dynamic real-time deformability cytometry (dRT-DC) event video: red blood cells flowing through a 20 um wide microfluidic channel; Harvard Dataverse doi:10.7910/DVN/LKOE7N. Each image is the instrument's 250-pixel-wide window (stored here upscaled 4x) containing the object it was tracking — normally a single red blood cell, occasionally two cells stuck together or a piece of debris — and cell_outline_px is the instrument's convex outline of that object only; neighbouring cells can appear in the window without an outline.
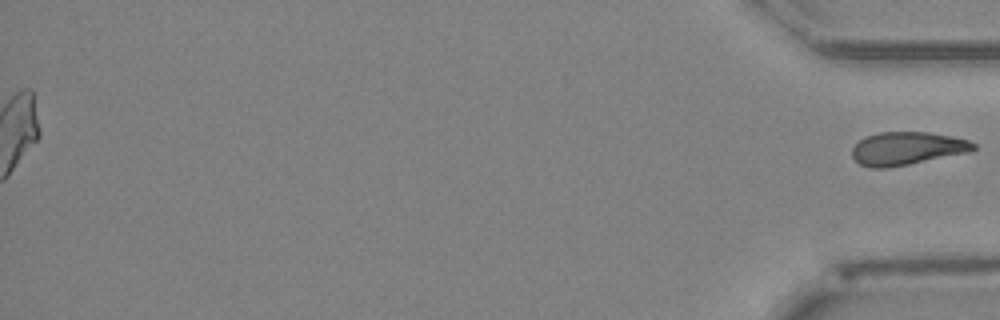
{"species": "Egyptian fruit bat (a non-hibernating species)", "species_latin": "Rousettus aegyptiacus", "temperature_condition": "cold", "stored_images_in_passage": 49, "segment_of_instrument_passage": [2, 2], "camera_frame_rate_fps": 3000, "um_per_image_px": 0.085, "animal": {"sex": "female"}, "frame": {"image": 1, "passage_image": 49, "time_ms": 16.0, "image_size_px": [1000, 320], "cell_outline_px": [[976, 148], [972, 152], [908, 164], [884, 168], [868, 168], [860, 164], [852, 156], [852, 148], [864, 136], [880, 132], [928, 132], [952, 136], [968, 140], [976, 144]], "centroid_in_image_um": [77.11, 12.61], "position_along_channel_um": 358.1, "area_um2": 23.47}}